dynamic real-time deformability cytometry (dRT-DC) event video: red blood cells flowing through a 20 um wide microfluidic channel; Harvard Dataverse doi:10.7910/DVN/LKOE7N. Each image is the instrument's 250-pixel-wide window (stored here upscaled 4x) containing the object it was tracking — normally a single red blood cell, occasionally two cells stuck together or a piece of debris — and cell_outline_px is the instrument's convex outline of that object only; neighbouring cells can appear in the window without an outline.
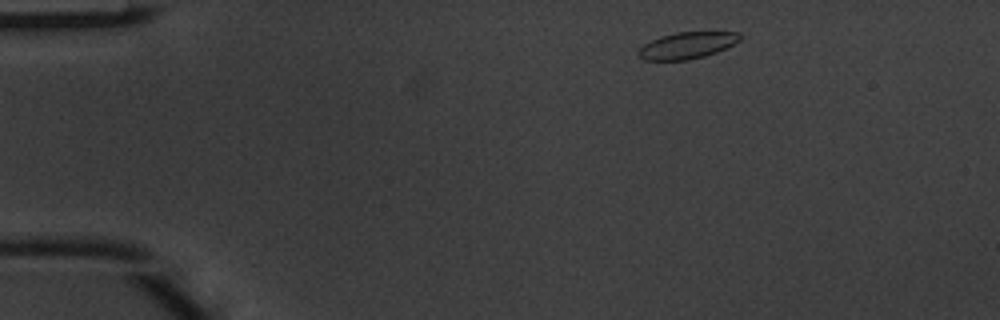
{"species": "common noctule bat (a hibernating species)", "species_latin": "Nyctalus noctula", "temperature_condition": "warm", "stored_images_in_passage": 6, "segment_of_instrument_passage": [2, 2], "camera_frame_rate_fps": 3000, "um_per_image_px": 0.085, "animal": {"sex": "male", "body_mass_g": 20.1, "forearm_length_mm": 53.5}, "frame": {"image": 1, "passage_image": 6, "time_ms": 1.667, "image_size_px": [1000, 320], "cell_outline_px": [[740, 40], [716, 52], [704, 56], [688, 60], [644, 60], [636, 52], [644, 44], [660, 36], [676, 32], [740, 32]], "centroid_in_image_um": [58.37, 3.86], "position_along_channel_um": 26.6, "area_um2": 15.55}}